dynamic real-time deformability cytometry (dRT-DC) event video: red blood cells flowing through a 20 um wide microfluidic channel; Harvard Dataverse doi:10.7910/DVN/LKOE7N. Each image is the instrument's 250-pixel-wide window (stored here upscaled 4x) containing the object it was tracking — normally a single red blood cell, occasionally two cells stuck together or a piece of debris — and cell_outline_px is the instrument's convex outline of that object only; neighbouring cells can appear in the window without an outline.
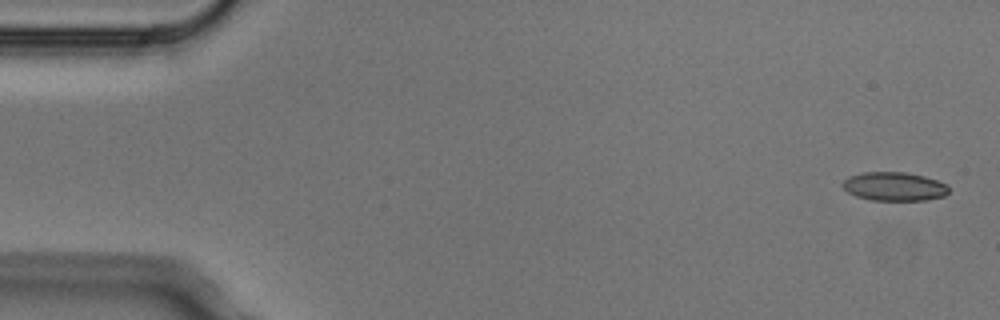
{"species": "Egyptian fruit bat (a non-hibernating species)", "species_latin": "Rousettus aegyptiacus", "temperature_condition": "cold", "stored_images_in_passage": 4, "camera_frame_rate_fps": 3000, "um_per_image_px": 0.085, "animal": {"sex": "male"}, "frame": {"image": 1, "passage_image": 1, "time_ms": 0.0, "image_size_px": [1000, 320], "cell_outline_px": [[948, 192], [944, 196], [924, 200], [872, 200], [856, 196], [848, 192], [840, 184], [848, 176], [864, 172], [904, 172], [924, 176], [948, 184]], "centroid_in_image_um": [75.99, 15.84], "position_along_channel_um": 9.0, "area_um2": 17.74}}
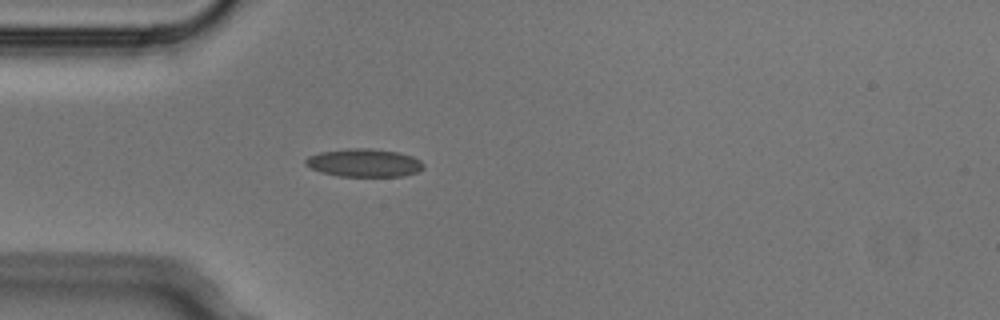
{"frame": {"image": 2, "passage_image": 4, "time_ms": 1.0, "image_size_px": [1000, 320], "cell_outline_px": [[424, 168], [416, 172], [404, 176], [340, 176], [320, 172], [304, 164], [304, 160], [308, 156], [320, 152], [348, 148], [372, 148], [396, 152], [412, 156], [420, 160], [424, 164]], "centroid_in_image_um": [30.94, 13.83], "position_along_channel_um": 54.1, "area_um2": 19.31}}